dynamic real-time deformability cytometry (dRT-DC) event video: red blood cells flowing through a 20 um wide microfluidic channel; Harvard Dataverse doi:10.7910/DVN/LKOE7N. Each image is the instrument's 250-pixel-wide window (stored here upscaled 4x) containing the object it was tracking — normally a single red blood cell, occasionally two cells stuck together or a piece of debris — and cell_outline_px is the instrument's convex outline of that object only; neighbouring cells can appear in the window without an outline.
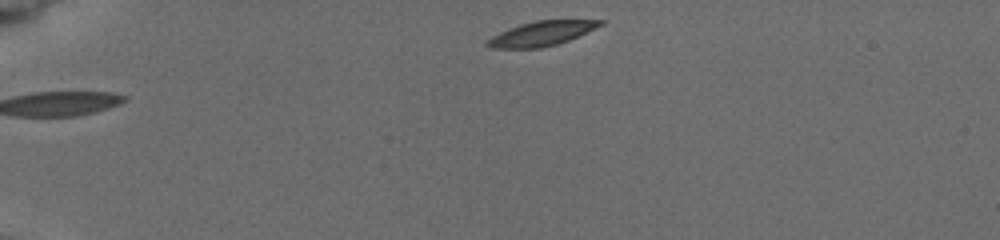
{"species": "common noctule bat (a hibernating species)", "species_latin": "Nyctalus noctula", "temperature_condition": "cold", "stored_images_in_passage": 3, "segment_of_instrument_passage": [2, 2], "camera_frame_rate_fps": 3000, "um_per_image_px": 0.085, "animal": {"sex": "female", "body_mass_g": 19.5, "forearm_length_mm": 54.1}, "frame": {"image": 1, "passage_image": 3, "time_ms": 1.667, "image_size_px": [1000, 240], "cell_outline_px": [[608, 20], [604, 24], [568, 40], [556, 44], [540, 48], [488, 48], [484, 44], [484, 40], [508, 28], [520, 24], [536, 20]], "centroid_in_image_um": [45.97, 2.85], "position_along_channel_um": 39.0, "area_um2": 16.18}}